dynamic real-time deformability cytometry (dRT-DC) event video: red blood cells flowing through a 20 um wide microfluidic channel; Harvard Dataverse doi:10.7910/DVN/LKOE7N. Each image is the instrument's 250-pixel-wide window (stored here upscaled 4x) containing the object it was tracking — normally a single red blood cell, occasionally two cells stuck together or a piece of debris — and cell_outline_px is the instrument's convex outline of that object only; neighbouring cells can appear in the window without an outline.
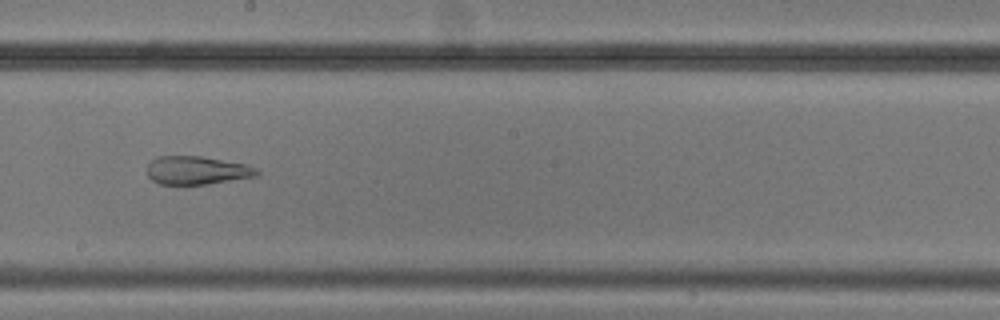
{"species": "common noctule bat (a hibernating species)", "species_latin": "Nyctalus noctula", "temperature_condition": "cold", "stored_images_in_passage": 8, "camera_frame_rate_fps": 3000, "um_per_image_px": 0.085, "animal": {"sex": "male", "body_mass_g": 20.5, "forearm_length_mm": 52.5}, "frame": {"image": 1, "passage_image": 8, "time_ms": 8.333, "image_size_px": [1000, 320], "cell_outline_px": [[260, 176], [208, 184], [160, 184], [152, 180], [148, 176], [148, 164], [156, 156], [200, 156], [248, 164], [256, 168], [260, 172]], "centroid_in_image_um": [16.78, 14.48], "position_along_channel_um": 231.4, "area_um2": 18.26}}